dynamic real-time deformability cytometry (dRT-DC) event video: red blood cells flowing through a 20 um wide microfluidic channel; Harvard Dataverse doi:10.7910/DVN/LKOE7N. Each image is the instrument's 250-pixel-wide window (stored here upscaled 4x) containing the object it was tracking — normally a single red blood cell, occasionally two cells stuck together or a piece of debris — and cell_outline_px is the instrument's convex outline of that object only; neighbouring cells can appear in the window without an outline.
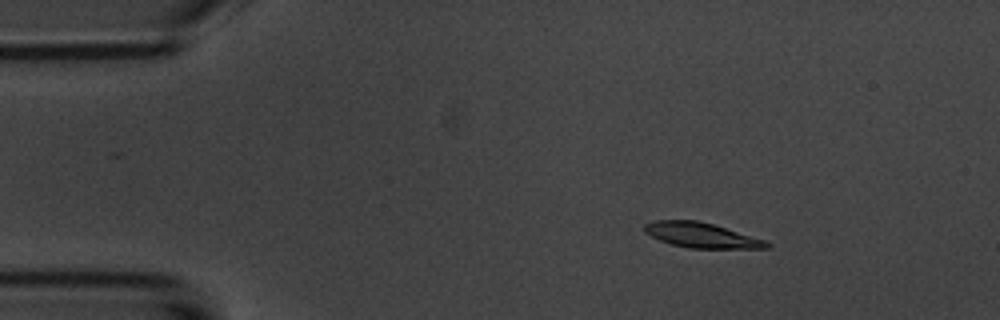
{"species": "common noctule bat (a hibernating species)", "species_latin": "Nyctalus noctula", "temperature_condition": "room temperature", "stored_images_in_passage": 47, "camera_frame_rate_fps": 3000, "um_per_image_px": 0.085, "animal": {"sex": "male", "body_mass_g": 20.1, "forearm_length_mm": 53.5}, "frame": {"image": 1, "passage_image": 1, "time_ms": 0.0, "image_size_px": [1000, 320], "cell_outline_px": [[772, 248], [688, 248], [672, 244], [660, 240], [644, 232], [644, 224], [656, 220], [696, 220], [712, 224], [764, 240], [772, 244]], "centroid_in_image_um": [59.61, 19.99], "position_along_channel_um": 25.4, "area_um2": 17.57}}
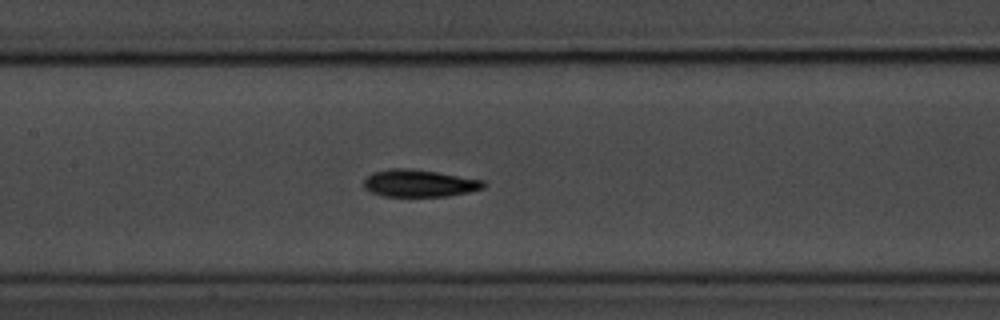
{"frame": {"image": 2, "passage_image": 18, "time_ms": 5.667, "image_size_px": [1000, 320], "cell_outline_px": [[488, 184], [484, 188], [468, 192], [448, 196], [384, 196], [372, 192], [364, 188], [364, 180], [372, 172], [392, 168], [408, 168], [436, 172], [484, 180]], "centroid_in_image_um": [35.66, 15.57], "position_along_channel_um": 171.7, "area_um2": 18.96}}
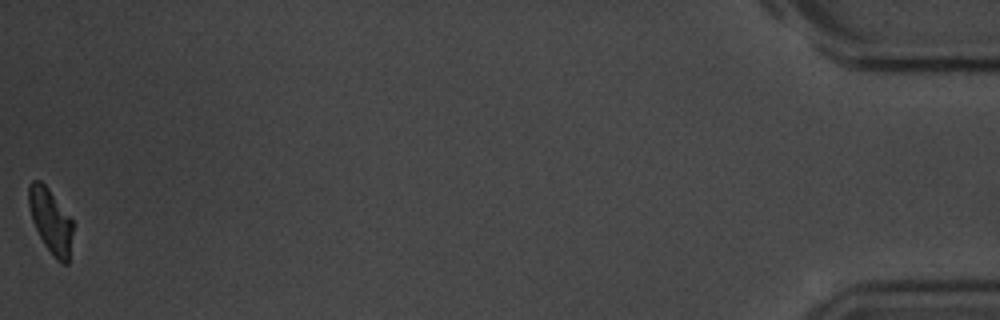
{"frame": {"image": 3, "passage_image": 47, "time_ms": 15.333, "image_size_px": [1000, 320], "cell_outline_px": [[72, 232], [68, 264], [60, 264], [52, 256], [44, 244], [32, 220], [28, 204], [28, 184], [32, 180], [40, 180], [48, 188], [72, 220]], "centroid_in_image_um": [4.28, 18.79], "position_along_channel_um": 430.9, "area_um2": 16.47}, "authors_computed_cell_mechanics": {"area_um2": 18.3804, "velocity_mm_per_s": 3.6946, "shape_relaxation_time_tau1_ms": 1.8825, "shape_relaxation_time_tau2_ms": 6.7209, "deformation_change_tau1": 0.1119, "deformation_change_tau2": 0.0754}}